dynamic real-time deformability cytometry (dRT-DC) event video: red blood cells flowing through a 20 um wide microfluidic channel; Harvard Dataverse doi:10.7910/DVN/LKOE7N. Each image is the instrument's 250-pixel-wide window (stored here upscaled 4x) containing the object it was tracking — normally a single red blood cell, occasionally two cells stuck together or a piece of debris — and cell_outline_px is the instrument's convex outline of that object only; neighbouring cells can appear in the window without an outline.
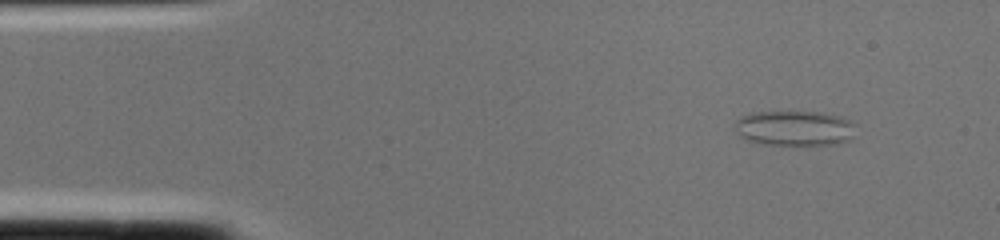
{"species": "common noctule bat (a hibernating species)", "species_latin": "Nyctalus noctula", "temperature_condition": "cold", "stored_images_in_passage": 1, "camera_frame_rate_fps": 3000, "um_per_image_px": 0.085, "animal": {"sex": "female", "body_mass_g": 22.0, "forearm_length_mm": 56.7}, "frame": {"image": 1, "passage_image": 1, "time_ms": 0.0, "image_size_px": [1000, 240], "cell_outline_px": [[856, 124], [852, 136], [848, 140], [836, 144], [764, 144], [748, 140], [740, 136], [736, 132], [732, 124], [740, 116], [752, 112], [820, 112], [840, 116]], "centroid_in_image_um": [67.49, 10.88], "position_along_channel_um": 17.5, "area_um2": 24.74}}